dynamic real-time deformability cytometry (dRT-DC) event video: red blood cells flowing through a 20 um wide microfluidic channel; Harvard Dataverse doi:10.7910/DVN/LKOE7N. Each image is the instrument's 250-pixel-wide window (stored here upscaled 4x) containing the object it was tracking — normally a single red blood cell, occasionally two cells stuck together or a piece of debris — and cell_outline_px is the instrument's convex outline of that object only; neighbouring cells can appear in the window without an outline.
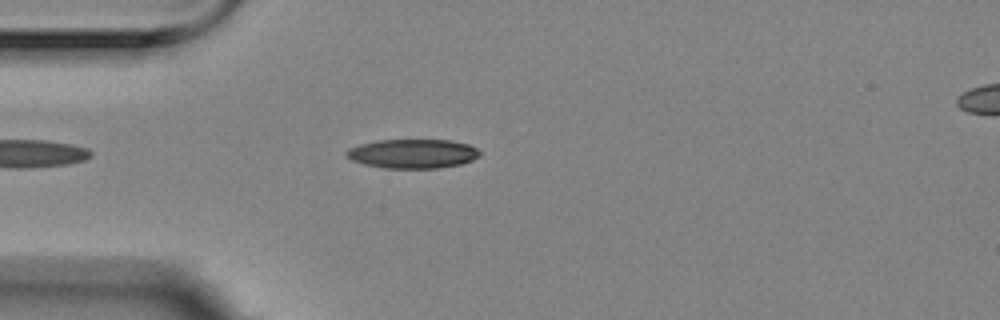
{"species": "Egyptian fruit bat (a non-hibernating species)", "species_latin": "Rousettus aegyptiacus", "temperature_condition": "room temperature", "stored_images_in_passage": 2, "segment_of_instrument_passage": [1, 2], "camera_frame_rate_fps": 3000, "um_per_image_px": 0.085, "animal": {"sex": "female"}, "frame": {"image": 1, "passage_image": 1, "time_ms": 0.0, "image_size_px": [1000, 320], "cell_outline_px": [[480, 156], [472, 160], [460, 164], [440, 168], [384, 168], [364, 164], [352, 160], [344, 156], [344, 152], [348, 148], [360, 144], [376, 140], [448, 140], [468, 144], [476, 148], [480, 152]], "centroid_in_image_um": [35.04, 13.06], "position_along_channel_um": 50.0, "area_um2": 22.77}}